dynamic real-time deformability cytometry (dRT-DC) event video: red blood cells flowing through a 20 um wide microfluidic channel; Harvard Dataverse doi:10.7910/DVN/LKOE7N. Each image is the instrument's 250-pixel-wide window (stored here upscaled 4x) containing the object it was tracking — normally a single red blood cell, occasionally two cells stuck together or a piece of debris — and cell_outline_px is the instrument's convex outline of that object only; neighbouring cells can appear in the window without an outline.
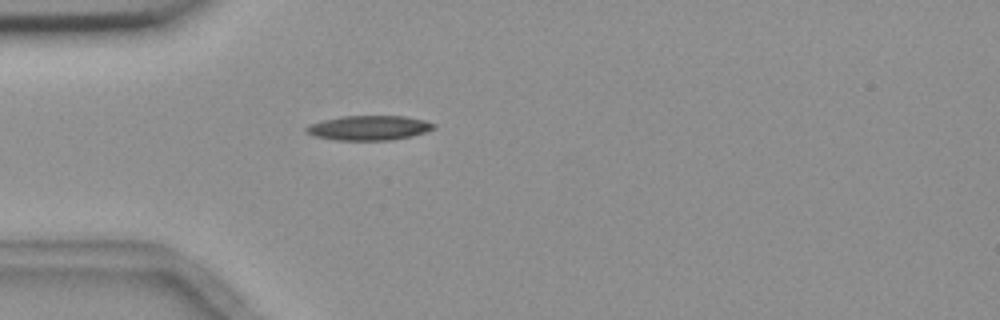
{"species": "common noctule bat (a hibernating species)", "species_latin": "Nyctalus noctula", "temperature_condition": "room temperature", "stored_images_in_passage": 1, "camera_frame_rate_fps": 3000, "um_per_image_px": 0.085, "animal": {"sex": "female", "body_mass_g": 18.4}, "frame": {"image": 1, "passage_image": 1, "time_ms": 0.0, "image_size_px": [1000, 320], "cell_outline_px": [[436, 128], [412, 136], [392, 140], [336, 140], [312, 136], [304, 132], [304, 128], [308, 124], [324, 120], [344, 116], [404, 116], [424, 120], [436, 124]], "centroid_in_image_um": [31.33, 10.87], "position_along_channel_um": 53.7, "area_um2": 18.44}}